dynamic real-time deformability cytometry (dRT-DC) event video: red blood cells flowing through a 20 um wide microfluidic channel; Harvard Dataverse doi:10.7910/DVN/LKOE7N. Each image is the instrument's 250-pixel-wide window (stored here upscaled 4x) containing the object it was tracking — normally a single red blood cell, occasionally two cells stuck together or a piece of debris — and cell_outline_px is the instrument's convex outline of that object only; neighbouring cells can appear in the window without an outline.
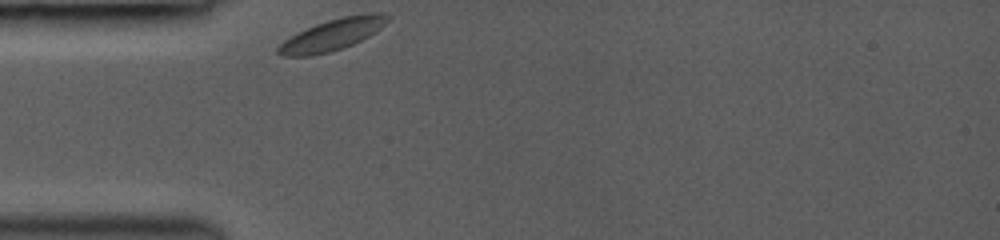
{"species": "common noctule bat (a hibernating species)", "species_latin": "Nyctalus noctula", "temperature_condition": "room temperature", "stored_images_in_passage": 16, "camera_frame_rate_fps": 3000, "um_per_image_px": 0.085, "animal": {"sex": "female", "body_mass_g": 19.0, "forearm_length_mm": 53.3}, "frame": {"image": 1, "passage_image": 1, "time_ms": 0.0, "image_size_px": [1000, 240], "cell_outline_px": [[392, 16], [380, 28], [368, 36], [352, 44], [332, 52], [312, 56], [280, 56], [276, 52], [276, 48], [284, 40], [316, 24], [328, 20], [344, 16], [364, 12], [384, 12]], "centroid_in_image_um": [28.28, 2.94], "position_along_channel_um": 56.7, "area_um2": 20.06}}
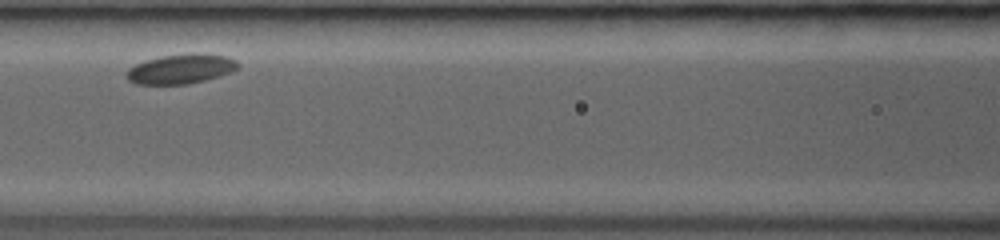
{"frame": {"image": 2, "passage_image": 7, "time_ms": 2.667, "image_size_px": [1000, 240], "cell_outline_px": [[240, 64], [232, 72], [220, 76], [188, 84], [136, 84], [128, 80], [124, 76], [124, 72], [128, 68], [144, 60], [160, 56], [224, 56], [236, 60]], "centroid_in_image_um": [15.27, 5.91], "position_along_channel_um": 151.3, "area_um2": 18.55}}
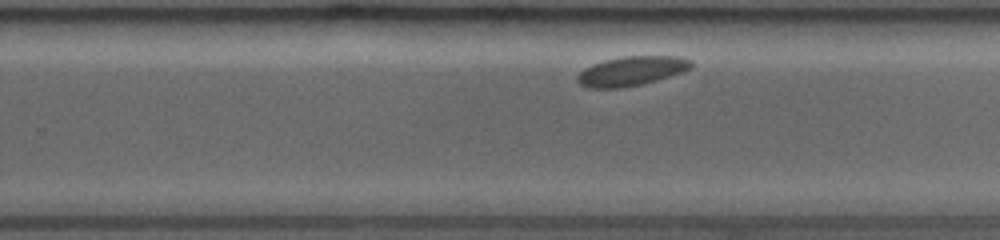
{"frame": {"image": 3, "passage_image": 14, "time_ms": 6.0, "image_size_px": [1000, 240], "cell_outline_px": [[692, 68], [656, 80], [640, 84], [616, 88], [588, 88], [580, 84], [576, 80], [576, 76], [584, 68], [592, 64], [604, 60], [624, 56], [680, 56], [692, 60]], "centroid_in_image_um": [53.65, 6.02], "position_along_channel_um": 276.2, "area_um2": 19.36}}